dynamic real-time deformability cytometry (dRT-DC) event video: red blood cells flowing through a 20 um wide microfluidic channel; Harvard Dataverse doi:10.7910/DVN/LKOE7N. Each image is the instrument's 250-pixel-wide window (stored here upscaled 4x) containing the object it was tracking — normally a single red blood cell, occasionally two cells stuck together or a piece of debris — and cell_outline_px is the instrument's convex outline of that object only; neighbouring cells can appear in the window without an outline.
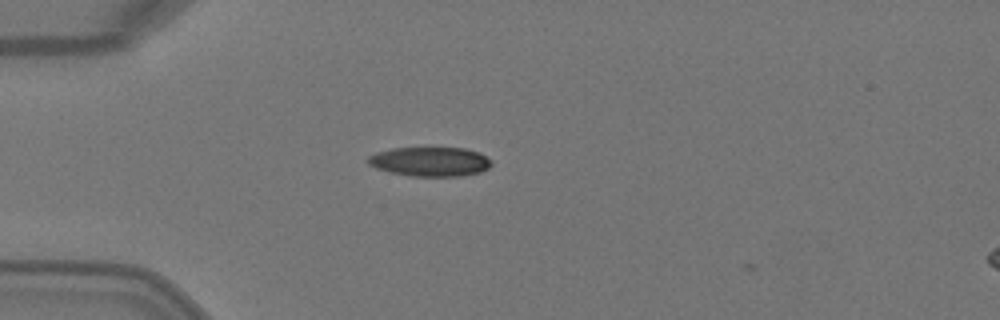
{"species": "Egyptian fruit bat (a non-hibernating species)", "species_latin": "Rousettus aegyptiacus", "temperature_condition": "warm", "stored_images_in_passage": 2, "camera_frame_rate_fps": 3000, "um_per_image_px": 0.085, "animal": {"sex": "female"}, "frame": {"image": 1, "passage_image": 1, "time_ms": 0.0, "image_size_px": [1000, 320], "cell_outline_px": [[492, 164], [488, 168], [480, 172], [460, 176], [412, 176], [388, 172], [376, 168], [368, 164], [368, 156], [376, 152], [392, 148], [464, 148], [480, 152], [492, 160]], "centroid_in_image_um": [36.56, 13.73], "position_along_channel_um": 48.4, "area_um2": 21.21}}